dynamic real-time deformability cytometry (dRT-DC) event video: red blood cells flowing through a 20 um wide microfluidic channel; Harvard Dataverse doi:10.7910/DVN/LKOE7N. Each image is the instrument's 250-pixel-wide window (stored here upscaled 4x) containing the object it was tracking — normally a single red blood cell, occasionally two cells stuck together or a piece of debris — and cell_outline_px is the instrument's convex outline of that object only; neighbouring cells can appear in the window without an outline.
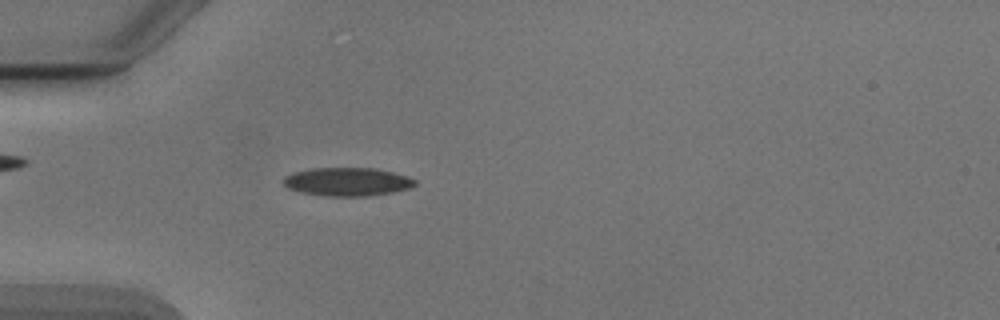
{"species": "Egyptian fruit bat (a non-hibernating species)", "species_latin": "Rousettus aegyptiacus", "temperature_condition": "cold", "stored_images_in_passage": 49, "camera_frame_rate_fps": 3000, "um_per_image_px": 0.085, "animal": {"sex": "male"}, "frame": {"image": 1, "passage_image": 11, "time_ms": 3.333, "image_size_px": [1000, 320], "cell_outline_px": [[416, 184], [408, 188], [392, 192], [364, 196], [328, 196], [304, 192], [288, 188], [284, 184], [284, 176], [292, 172], [312, 168], [376, 168], [392, 172], [416, 180]], "centroid_in_image_um": [29.49, 15.44], "position_along_channel_um": 55.5, "area_um2": 21.44}}
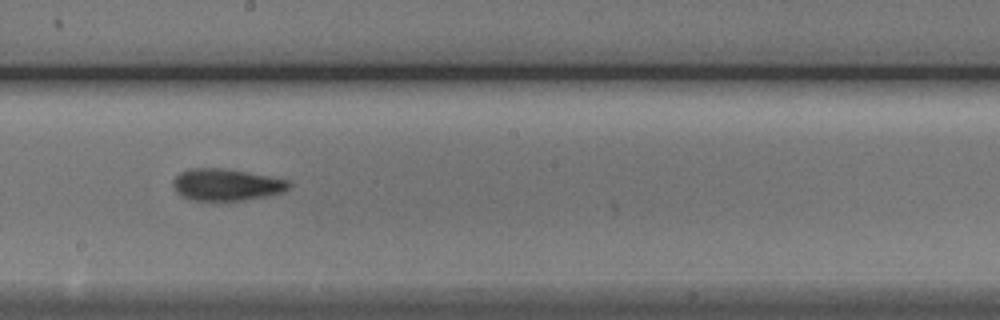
{"frame": {"image": 2, "passage_image": 25, "time_ms": 8.0, "image_size_px": [1000, 320], "cell_outline_px": [[292, 184], [288, 188], [280, 192], [268, 196], [220, 204], [192, 200], [180, 196], [176, 192], [172, 184], [172, 180], [180, 172], [192, 168], [224, 168], [288, 180]], "centroid_in_image_um": [19.17, 15.75], "position_along_channel_um": 229.0, "area_um2": 22.14}}
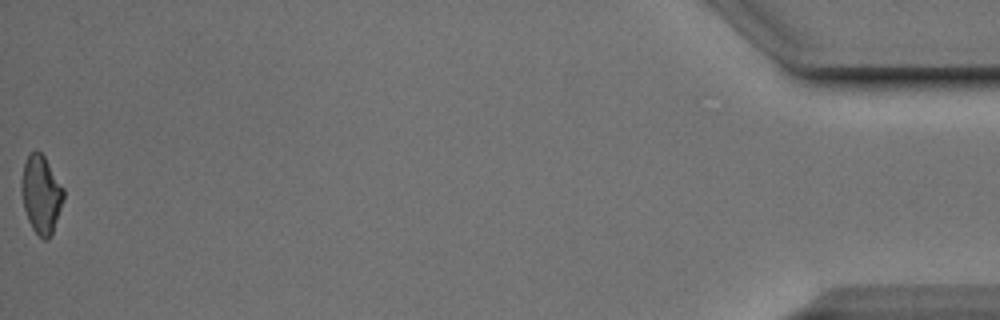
{"frame": {"image": 3, "passage_image": 48, "time_ms": 15.667, "image_size_px": [1000, 320], "cell_outline_px": [[64, 196], [52, 236], [48, 240], [44, 240], [32, 228], [28, 220], [24, 208], [20, 192], [20, 180], [24, 164], [28, 156], [36, 148], [44, 156], [64, 188]], "centroid_in_image_um": [3.48, 16.52], "position_along_channel_um": 431.7, "area_um2": 19.25}}